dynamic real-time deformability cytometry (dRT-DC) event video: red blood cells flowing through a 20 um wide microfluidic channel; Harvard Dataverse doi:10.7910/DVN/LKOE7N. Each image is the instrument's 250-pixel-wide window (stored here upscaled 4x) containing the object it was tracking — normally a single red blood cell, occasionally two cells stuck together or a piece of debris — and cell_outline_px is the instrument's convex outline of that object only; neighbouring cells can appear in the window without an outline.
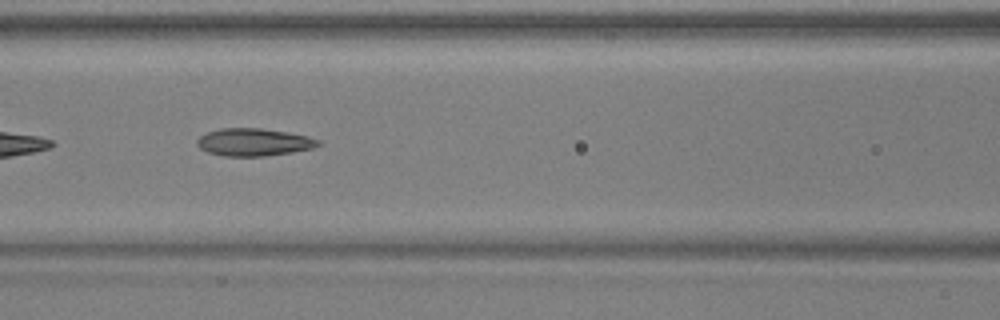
{"species": "common noctule bat (a hibernating species)", "species_latin": "Nyctalus noctula", "temperature_condition": "warm", "stored_images_in_passage": 51, "camera_frame_rate_fps": 3000, "um_per_image_px": 0.085, "animal": {"sex": "male", "body_mass_g": 17.9, "forearm_length_mm": 54.2}, "frame": {"image": 1, "passage_image": 22, "time_ms": 7.0, "image_size_px": [1000, 320], "cell_outline_px": [[320, 144], [312, 148], [292, 152], [264, 156], [224, 156], [208, 152], [200, 148], [196, 144], [196, 140], [200, 136], [208, 132], [220, 128], [260, 128], [288, 132], [308, 136], [320, 140]], "centroid_in_image_um": [21.56, 12.08], "position_along_channel_um": 145.0, "area_um2": 19.42}}
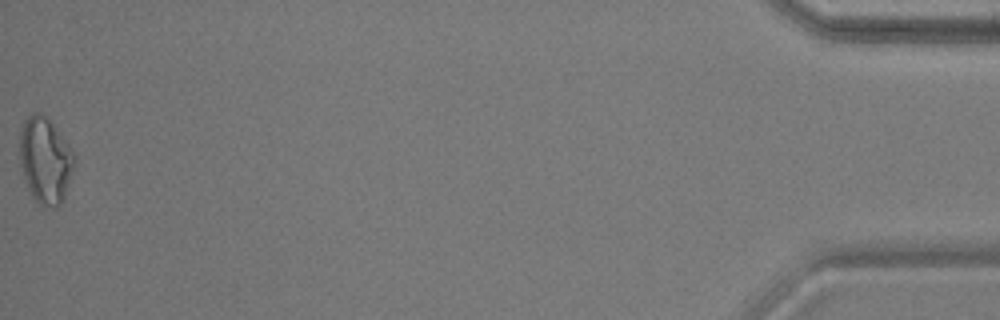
{"frame": {"image": 2, "passage_image": 51, "time_ms": 16.667, "image_size_px": [1000, 320], "cell_outline_px": [[76, 156], [64, 200], [56, 208], [44, 208], [36, 200], [28, 188], [20, 164], [20, 128], [24, 120], [32, 112], [40, 112], [52, 124], [68, 144]], "centroid_in_image_um": [3.84, 13.64], "position_along_channel_um": 431.4, "area_um2": 27.28}, "authors_computed_cell_mechanics": {"area_um2": 21.097, "velocity_mm_per_s": 3.9274, "shape_relaxation_time_tau1_ms": null, "shape_relaxation_time_tau2_ms": 2.0806, "deformation_change_tau1": null, "deformation_change_tau2": 0.1073}}